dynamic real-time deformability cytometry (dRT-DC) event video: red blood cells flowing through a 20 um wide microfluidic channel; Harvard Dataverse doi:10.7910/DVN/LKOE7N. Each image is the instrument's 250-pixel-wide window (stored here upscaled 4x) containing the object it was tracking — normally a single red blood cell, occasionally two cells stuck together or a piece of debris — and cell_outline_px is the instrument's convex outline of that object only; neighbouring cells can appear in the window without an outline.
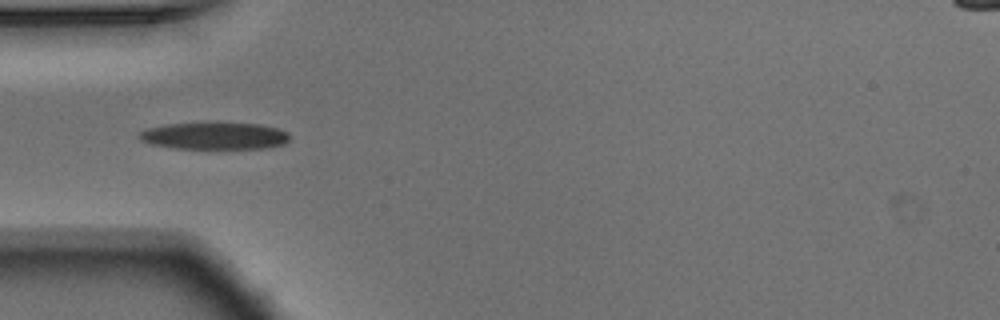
{"species": "Egyptian fruit bat (a non-hibernating species)", "species_latin": "Rousettus aegyptiacus", "temperature_condition": "warm", "stored_images_in_passage": 27, "camera_frame_rate_fps": 3000, "um_per_image_px": 0.085, "animal": {"sex": "male"}, "frame": {"image": 1, "passage_image": 5, "time_ms": 1.333, "image_size_px": [1000, 320], "cell_outline_px": [[288, 136], [284, 140], [276, 144], [240, 148], [196, 148], [164, 144], [148, 140], [144, 136], [144, 132], [156, 128], [180, 124], [248, 124], [272, 128], [284, 132]], "centroid_in_image_um": [18.35, 11.54], "position_along_channel_um": 66.7, "area_um2": 20.35}}
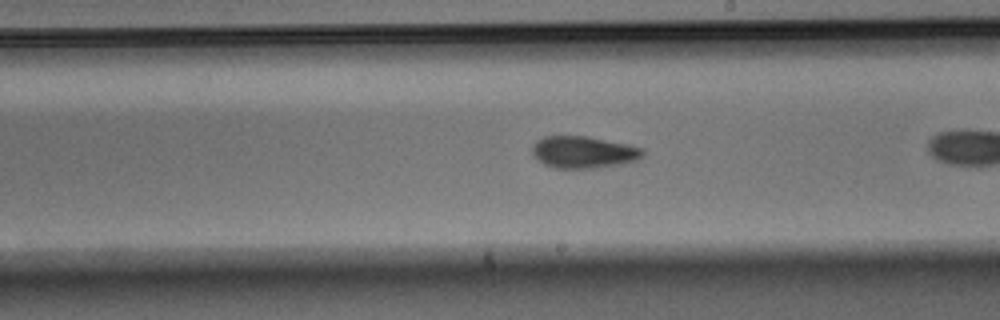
{"frame": {"image": 2, "passage_image": 16, "time_ms": 5.0, "image_size_px": [1000, 320], "cell_outline_px": [[640, 152], [636, 156], [624, 160], [596, 164], [552, 164], [544, 160], [536, 152], [536, 144], [552, 136], [576, 136], [636, 148]], "centroid_in_image_um": [49.49, 12.83], "position_along_channel_um": 239.5, "area_um2": 15.78}}